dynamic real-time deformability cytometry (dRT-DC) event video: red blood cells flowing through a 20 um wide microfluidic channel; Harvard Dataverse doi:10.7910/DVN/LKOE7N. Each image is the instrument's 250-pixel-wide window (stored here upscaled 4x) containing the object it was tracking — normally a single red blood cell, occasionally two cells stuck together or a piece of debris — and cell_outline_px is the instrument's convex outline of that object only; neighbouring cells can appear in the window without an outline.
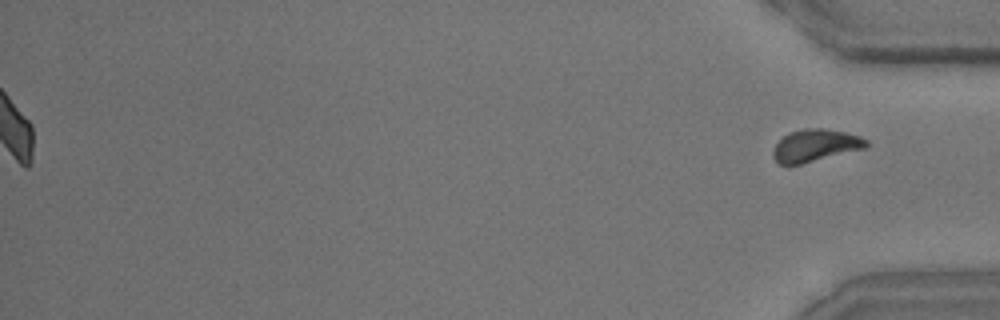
{"species": "common noctule bat (a hibernating species)", "species_latin": "Nyctalus noctula", "temperature_condition": "room temperature", "stored_images_in_passage": 39, "segment_of_instrument_passage": [2, 2], "camera_frame_rate_fps": 3000, "um_per_image_px": 0.085, "animal": {"sex": "male", "body_mass_g": 15.6}, "frame": {"image": 1, "passage_image": 39, "time_ms": 12.667, "image_size_px": [1000, 320], "cell_outline_px": [[868, 144], [864, 148], [800, 164], [780, 164], [772, 156], [772, 152], [776, 144], [784, 136], [792, 132], [804, 128], [824, 128], [844, 132], [860, 136], [868, 140]], "centroid_in_image_um": [69.3, 12.35], "position_along_channel_um": 365.9, "area_um2": 17.17}}